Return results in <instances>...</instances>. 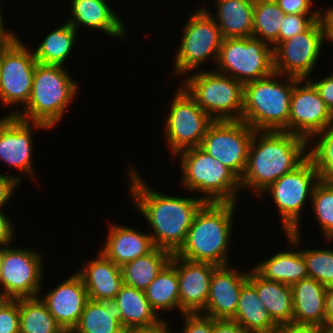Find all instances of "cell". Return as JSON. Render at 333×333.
Instances as JSON below:
<instances>
[{
  "mask_svg": "<svg viewBox=\"0 0 333 333\" xmlns=\"http://www.w3.org/2000/svg\"><path fill=\"white\" fill-rule=\"evenodd\" d=\"M43 296V297H41ZM39 295L48 311L66 333L78 324L86 301L87 290L82 278L74 273L46 294Z\"/></svg>",
  "mask_w": 333,
  "mask_h": 333,
  "instance_id": "cell-20",
  "label": "cell"
},
{
  "mask_svg": "<svg viewBox=\"0 0 333 333\" xmlns=\"http://www.w3.org/2000/svg\"><path fill=\"white\" fill-rule=\"evenodd\" d=\"M114 300L121 310V325L126 331L155 327L164 321L142 290L123 284Z\"/></svg>",
  "mask_w": 333,
  "mask_h": 333,
  "instance_id": "cell-28",
  "label": "cell"
},
{
  "mask_svg": "<svg viewBox=\"0 0 333 333\" xmlns=\"http://www.w3.org/2000/svg\"><path fill=\"white\" fill-rule=\"evenodd\" d=\"M326 322H333V285L326 291Z\"/></svg>",
  "mask_w": 333,
  "mask_h": 333,
  "instance_id": "cell-51",
  "label": "cell"
},
{
  "mask_svg": "<svg viewBox=\"0 0 333 333\" xmlns=\"http://www.w3.org/2000/svg\"><path fill=\"white\" fill-rule=\"evenodd\" d=\"M34 128L50 129L42 123L25 121L15 116L0 118V160L20 171V175H14L19 182L23 180L22 174L34 178L31 154Z\"/></svg>",
  "mask_w": 333,
  "mask_h": 333,
  "instance_id": "cell-17",
  "label": "cell"
},
{
  "mask_svg": "<svg viewBox=\"0 0 333 333\" xmlns=\"http://www.w3.org/2000/svg\"><path fill=\"white\" fill-rule=\"evenodd\" d=\"M319 19L323 26L324 39L333 43V6L320 11Z\"/></svg>",
  "mask_w": 333,
  "mask_h": 333,
  "instance_id": "cell-48",
  "label": "cell"
},
{
  "mask_svg": "<svg viewBox=\"0 0 333 333\" xmlns=\"http://www.w3.org/2000/svg\"><path fill=\"white\" fill-rule=\"evenodd\" d=\"M320 176L315 169L313 161L308 157L295 170L284 174L274 183L269 185L258 196L270 193L273 202L278 208L282 229L287 235L288 244L291 247H298L301 243L300 220L303 206L312 198L314 187L319 182Z\"/></svg>",
  "mask_w": 333,
  "mask_h": 333,
  "instance_id": "cell-7",
  "label": "cell"
},
{
  "mask_svg": "<svg viewBox=\"0 0 333 333\" xmlns=\"http://www.w3.org/2000/svg\"><path fill=\"white\" fill-rule=\"evenodd\" d=\"M216 63L214 71L244 85L274 72L273 48L254 37L224 38Z\"/></svg>",
  "mask_w": 333,
  "mask_h": 333,
  "instance_id": "cell-9",
  "label": "cell"
},
{
  "mask_svg": "<svg viewBox=\"0 0 333 333\" xmlns=\"http://www.w3.org/2000/svg\"><path fill=\"white\" fill-rule=\"evenodd\" d=\"M182 333H212V318L201 313H184Z\"/></svg>",
  "mask_w": 333,
  "mask_h": 333,
  "instance_id": "cell-41",
  "label": "cell"
},
{
  "mask_svg": "<svg viewBox=\"0 0 333 333\" xmlns=\"http://www.w3.org/2000/svg\"><path fill=\"white\" fill-rule=\"evenodd\" d=\"M144 293L156 313L173 309L180 312L179 282L176 267L169 262L146 287Z\"/></svg>",
  "mask_w": 333,
  "mask_h": 333,
  "instance_id": "cell-33",
  "label": "cell"
},
{
  "mask_svg": "<svg viewBox=\"0 0 333 333\" xmlns=\"http://www.w3.org/2000/svg\"><path fill=\"white\" fill-rule=\"evenodd\" d=\"M248 281L256 288L272 320L277 324L293 323V298L290 285L262 278L254 269Z\"/></svg>",
  "mask_w": 333,
  "mask_h": 333,
  "instance_id": "cell-27",
  "label": "cell"
},
{
  "mask_svg": "<svg viewBox=\"0 0 333 333\" xmlns=\"http://www.w3.org/2000/svg\"><path fill=\"white\" fill-rule=\"evenodd\" d=\"M229 266H218L214 270L207 303L201 314L213 319L228 320L235 316L239 295L248 282L249 271L234 270Z\"/></svg>",
  "mask_w": 333,
  "mask_h": 333,
  "instance_id": "cell-19",
  "label": "cell"
},
{
  "mask_svg": "<svg viewBox=\"0 0 333 333\" xmlns=\"http://www.w3.org/2000/svg\"><path fill=\"white\" fill-rule=\"evenodd\" d=\"M172 255L167 250L155 247L148 254L125 264L121 267L124 284L144 291L170 262Z\"/></svg>",
  "mask_w": 333,
  "mask_h": 333,
  "instance_id": "cell-31",
  "label": "cell"
},
{
  "mask_svg": "<svg viewBox=\"0 0 333 333\" xmlns=\"http://www.w3.org/2000/svg\"><path fill=\"white\" fill-rule=\"evenodd\" d=\"M21 182L17 181L14 178V175H1L0 174V211L8 204L7 202L12 197V194L15 192L18 187V184Z\"/></svg>",
  "mask_w": 333,
  "mask_h": 333,
  "instance_id": "cell-44",
  "label": "cell"
},
{
  "mask_svg": "<svg viewBox=\"0 0 333 333\" xmlns=\"http://www.w3.org/2000/svg\"><path fill=\"white\" fill-rule=\"evenodd\" d=\"M32 50L19 37L2 47L0 101L3 105L27 104L37 64Z\"/></svg>",
  "mask_w": 333,
  "mask_h": 333,
  "instance_id": "cell-15",
  "label": "cell"
},
{
  "mask_svg": "<svg viewBox=\"0 0 333 333\" xmlns=\"http://www.w3.org/2000/svg\"><path fill=\"white\" fill-rule=\"evenodd\" d=\"M309 80L314 84L321 99L333 114V71L331 75H328L325 78L322 77L320 80H315L312 76H310Z\"/></svg>",
  "mask_w": 333,
  "mask_h": 333,
  "instance_id": "cell-43",
  "label": "cell"
},
{
  "mask_svg": "<svg viewBox=\"0 0 333 333\" xmlns=\"http://www.w3.org/2000/svg\"><path fill=\"white\" fill-rule=\"evenodd\" d=\"M311 205L315 218L328 241H333V182L319 180L314 187Z\"/></svg>",
  "mask_w": 333,
  "mask_h": 333,
  "instance_id": "cell-36",
  "label": "cell"
},
{
  "mask_svg": "<svg viewBox=\"0 0 333 333\" xmlns=\"http://www.w3.org/2000/svg\"><path fill=\"white\" fill-rule=\"evenodd\" d=\"M308 278H312L328 287L333 285V249H301Z\"/></svg>",
  "mask_w": 333,
  "mask_h": 333,
  "instance_id": "cell-38",
  "label": "cell"
},
{
  "mask_svg": "<svg viewBox=\"0 0 333 333\" xmlns=\"http://www.w3.org/2000/svg\"><path fill=\"white\" fill-rule=\"evenodd\" d=\"M19 333H66L39 296L19 298Z\"/></svg>",
  "mask_w": 333,
  "mask_h": 333,
  "instance_id": "cell-34",
  "label": "cell"
},
{
  "mask_svg": "<svg viewBox=\"0 0 333 333\" xmlns=\"http://www.w3.org/2000/svg\"><path fill=\"white\" fill-rule=\"evenodd\" d=\"M280 77L286 78L287 83L283 79L279 81ZM297 80L273 72L265 78L244 84L241 121L255 131L288 132L290 100Z\"/></svg>",
  "mask_w": 333,
  "mask_h": 333,
  "instance_id": "cell-5",
  "label": "cell"
},
{
  "mask_svg": "<svg viewBox=\"0 0 333 333\" xmlns=\"http://www.w3.org/2000/svg\"><path fill=\"white\" fill-rule=\"evenodd\" d=\"M231 320L240 324L248 333H273L278 326L249 281L241 289L236 313Z\"/></svg>",
  "mask_w": 333,
  "mask_h": 333,
  "instance_id": "cell-30",
  "label": "cell"
},
{
  "mask_svg": "<svg viewBox=\"0 0 333 333\" xmlns=\"http://www.w3.org/2000/svg\"><path fill=\"white\" fill-rule=\"evenodd\" d=\"M318 138L314 145L311 141ZM308 157L313 161L320 179L333 182V127L315 134L309 140ZM314 146V147H313Z\"/></svg>",
  "mask_w": 333,
  "mask_h": 333,
  "instance_id": "cell-37",
  "label": "cell"
},
{
  "mask_svg": "<svg viewBox=\"0 0 333 333\" xmlns=\"http://www.w3.org/2000/svg\"><path fill=\"white\" fill-rule=\"evenodd\" d=\"M262 278L293 285L302 279L308 278V272L302 251H281L260 261L253 268Z\"/></svg>",
  "mask_w": 333,
  "mask_h": 333,
  "instance_id": "cell-29",
  "label": "cell"
},
{
  "mask_svg": "<svg viewBox=\"0 0 333 333\" xmlns=\"http://www.w3.org/2000/svg\"><path fill=\"white\" fill-rule=\"evenodd\" d=\"M285 15L275 0H255L252 37L266 42L274 50L279 45L280 26Z\"/></svg>",
  "mask_w": 333,
  "mask_h": 333,
  "instance_id": "cell-35",
  "label": "cell"
},
{
  "mask_svg": "<svg viewBox=\"0 0 333 333\" xmlns=\"http://www.w3.org/2000/svg\"><path fill=\"white\" fill-rule=\"evenodd\" d=\"M14 227V224L6 214L0 211V246L12 244L15 235Z\"/></svg>",
  "mask_w": 333,
  "mask_h": 333,
  "instance_id": "cell-45",
  "label": "cell"
},
{
  "mask_svg": "<svg viewBox=\"0 0 333 333\" xmlns=\"http://www.w3.org/2000/svg\"><path fill=\"white\" fill-rule=\"evenodd\" d=\"M107 240L100 252L119 267L151 252L155 246L148 233L134 227L111 225Z\"/></svg>",
  "mask_w": 333,
  "mask_h": 333,
  "instance_id": "cell-22",
  "label": "cell"
},
{
  "mask_svg": "<svg viewBox=\"0 0 333 333\" xmlns=\"http://www.w3.org/2000/svg\"><path fill=\"white\" fill-rule=\"evenodd\" d=\"M293 323L321 327L326 322L327 287L306 278L291 285Z\"/></svg>",
  "mask_w": 333,
  "mask_h": 333,
  "instance_id": "cell-23",
  "label": "cell"
},
{
  "mask_svg": "<svg viewBox=\"0 0 333 333\" xmlns=\"http://www.w3.org/2000/svg\"><path fill=\"white\" fill-rule=\"evenodd\" d=\"M254 131L241 120L214 121L199 147L241 179Z\"/></svg>",
  "mask_w": 333,
  "mask_h": 333,
  "instance_id": "cell-13",
  "label": "cell"
},
{
  "mask_svg": "<svg viewBox=\"0 0 333 333\" xmlns=\"http://www.w3.org/2000/svg\"><path fill=\"white\" fill-rule=\"evenodd\" d=\"M84 283L88 299H115L123 282L122 269L107 259L100 251L76 272Z\"/></svg>",
  "mask_w": 333,
  "mask_h": 333,
  "instance_id": "cell-24",
  "label": "cell"
},
{
  "mask_svg": "<svg viewBox=\"0 0 333 333\" xmlns=\"http://www.w3.org/2000/svg\"><path fill=\"white\" fill-rule=\"evenodd\" d=\"M216 17L202 6L217 22L223 38H246L253 35L255 0H215Z\"/></svg>",
  "mask_w": 333,
  "mask_h": 333,
  "instance_id": "cell-25",
  "label": "cell"
},
{
  "mask_svg": "<svg viewBox=\"0 0 333 333\" xmlns=\"http://www.w3.org/2000/svg\"><path fill=\"white\" fill-rule=\"evenodd\" d=\"M19 298L9 299L0 308V333H19Z\"/></svg>",
  "mask_w": 333,
  "mask_h": 333,
  "instance_id": "cell-40",
  "label": "cell"
},
{
  "mask_svg": "<svg viewBox=\"0 0 333 333\" xmlns=\"http://www.w3.org/2000/svg\"><path fill=\"white\" fill-rule=\"evenodd\" d=\"M178 87L164 129L172 158L185 149L200 146L208 127L214 122L181 85Z\"/></svg>",
  "mask_w": 333,
  "mask_h": 333,
  "instance_id": "cell-11",
  "label": "cell"
},
{
  "mask_svg": "<svg viewBox=\"0 0 333 333\" xmlns=\"http://www.w3.org/2000/svg\"><path fill=\"white\" fill-rule=\"evenodd\" d=\"M70 333H126L114 299H88L78 324Z\"/></svg>",
  "mask_w": 333,
  "mask_h": 333,
  "instance_id": "cell-26",
  "label": "cell"
},
{
  "mask_svg": "<svg viewBox=\"0 0 333 333\" xmlns=\"http://www.w3.org/2000/svg\"><path fill=\"white\" fill-rule=\"evenodd\" d=\"M285 14L320 15L321 9L310 10L313 0H275Z\"/></svg>",
  "mask_w": 333,
  "mask_h": 333,
  "instance_id": "cell-42",
  "label": "cell"
},
{
  "mask_svg": "<svg viewBox=\"0 0 333 333\" xmlns=\"http://www.w3.org/2000/svg\"><path fill=\"white\" fill-rule=\"evenodd\" d=\"M273 333H320V327L294 323L279 324Z\"/></svg>",
  "mask_w": 333,
  "mask_h": 333,
  "instance_id": "cell-47",
  "label": "cell"
},
{
  "mask_svg": "<svg viewBox=\"0 0 333 333\" xmlns=\"http://www.w3.org/2000/svg\"><path fill=\"white\" fill-rule=\"evenodd\" d=\"M130 197L134 207L152 227L153 244L175 254L183 245L194 216L205 203L202 196L177 197L166 195L144 182L135 168L129 166Z\"/></svg>",
  "mask_w": 333,
  "mask_h": 333,
  "instance_id": "cell-1",
  "label": "cell"
},
{
  "mask_svg": "<svg viewBox=\"0 0 333 333\" xmlns=\"http://www.w3.org/2000/svg\"><path fill=\"white\" fill-rule=\"evenodd\" d=\"M41 255L34 249L4 246L0 263V290L9 299L41 294L44 280Z\"/></svg>",
  "mask_w": 333,
  "mask_h": 333,
  "instance_id": "cell-12",
  "label": "cell"
},
{
  "mask_svg": "<svg viewBox=\"0 0 333 333\" xmlns=\"http://www.w3.org/2000/svg\"><path fill=\"white\" fill-rule=\"evenodd\" d=\"M2 48H0V75H1Z\"/></svg>",
  "mask_w": 333,
  "mask_h": 333,
  "instance_id": "cell-54",
  "label": "cell"
},
{
  "mask_svg": "<svg viewBox=\"0 0 333 333\" xmlns=\"http://www.w3.org/2000/svg\"><path fill=\"white\" fill-rule=\"evenodd\" d=\"M170 262L177 269L180 315L200 313L206 306L212 274L218 266L190 261L175 254Z\"/></svg>",
  "mask_w": 333,
  "mask_h": 333,
  "instance_id": "cell-18",
  "label": "cell"
},
{
  "mask_svg": "<svg viewBox=\"0 0 333 333\" xmlns=\"http://www.w3.org/2000/svg\"><path fill=\"white\" fill-rule=\"evenodd\" d=\"M126 333H172L171 328H169V324L167 321H162L155 327L151 328H143V329H135L126 331ZM175 333V332H174Z\"/></svg>",
  "mask_w": 333,
  "mask_h": 333,
  "instance_id": "cell-50",
  "label": "cell"
},
{
  "mask_svg": "<svg viewBox=\"0 0 333 333\" xmlns=\"http://www.w3.org/2000/svg\"><path fill=\"white\" fill-rule=\"evenodd\" d=\"M320 333H333V322H325L320 327Z\"/></svg>",
  "mask_w": 333,
  "mask_h": 333,
  "instance_id": "cell-52",
  "label": "cell"
},
{
  "mask_svg": "<svg viewBox=\"0 0 333 333\" xmlns=\"http://www.w3.org/2000/svg\"><path fill=\"white\" fill-rule=\"evenodd\" d=\"M176 157L180 158V182L185 189L204 194L202 199L207 203L237 202L236 196L242 190L240 179L217 159L199 146L185 149L173 159Z\"/></svg>",
  "mask_w": 333,
  "mask_h": 333,
  "instance_id": "cell-6",
  "label": "cell"
},
{
  "mask_svg": "<svg viewBox=\"0 0 333 333\" xmlns=\"http://www.w3.org/2000/svg\"><path fill=\"white\" fill-rule=\"evenodd\" d=\"M2 13L3 12L0 9V48L12 44L18 38V35L5 28V21Z\"/></svg>",
  "mask_w": 333,
  "mask_h": 333,
  "instance_id": "cell-49",
  "label": "cell"
},
{
  "mask_svg": "<svg viewBox=\"0 0 333 333\" xmlns=\"http://www.w3.org/2000/svg\"><path fill=\"white\" fill-rule=\"evenodd\" d=\"M317 20L319 15H300V14H286L280 26L279 44L298 33L304 32L309 29Z\"/></svg>",
  "mask_w": 333,
  "mask_h": 333,
  "instance_id": "cell-39",
  "label": "cell"
},
{
  "mask_svg": "<svg viewBox=\"0 0 333 333\" xmlns=\"http://www.w3.org/2000/svg\"><path fill=\"white\" fill-rule=\"evenodd\" d=\"M3 248H4V246H0V263H1V257H2Z\"/></svg>",
  "mask_w": 333,
  "mask_h": 333,
  "instance_id": "cell-55",
  "label": "cell"
},
{
  "mask_svg": "<svg viewBox=\"0 0 333 333\" xmlns=\"http://www.w3.org/2000/svg\"><path fill=\"white\" fill-rule=\"evenodd\" d=\"M64 66L37 63L27 104L21 110H11L15 116L29 122H39L49 128L62 120L68 105L77 94L78 84Z\"/></svg>",
  "mask_w": 333,
  "mask_h": 333,
  "instance_id": "cell-4",
  "label": "cell"
},
{
  "mask_svg": "<svg viewBox=\"0 0 333 333\" xmlns=\"http://www.w3.org/2000/svg\"><path fill=\"white\" fill-rule=\"evenodd\" d=\"M236 203L205 202L194 216L176 256L216 266L229 265V246Z\"/></svg>",
  "mask_w": 333,
  "mask_h": 333,
  "instance_id": "cell-3",
  "label": "cell"
},
{
  "mask_svg": "<svg viewBox=\"0 0 333 333\" xmlns=\"http://www.w3.org/2000/svg\"><path fill=\"white\" fill-rule=\"evenodd\" d=\"M324 39L317 20L304 32L282 41L274 50V72L297 79H309L321 55Z\"/></svg>",
  "mask_w": 333,
  "mask_h": 333,
  "instance_id": "cell-14",
  "label": "cell"
},
{
  "mask_svg": "<svg viewBox=\"0 0 333 333\" xmlns=\"http://www.w3.org/2000/svg\"><path fill=\"white\" fill-rule=\"evenodd\" d=\"M333 127V114L309 79H298L290 100L288 132L308 141L317 133Z\"/></svg>",
  "mask_w": 333,
  "mask_h": 333,
  "instance_id": "cell-16",
  "label": "cell"
},
{
  "mask_svg": "<svg viewBox=\"0 0 333 333\" xmlns=\"http://www.w3.org/2000/svg\"><path fill=\"white\" fill-rule=\"evenodd\" d=\"M182 87L214 121H239L243 109V84L216 71L187 74Z\"/></svg>",
  "mask_w": 333,
  "mask_h": 333,
  "instance_id": "cell-8",
  "label": "cell"
},
{
  "mask_svg": "<svg viewBox=\"0 0 333 333\" xmlns=\"http://www.w3.org/2000/svg\"><path fill=\"white\" fill-rule=\"evenodd\" d=\"M9 300V298L0 290V308Z\"/></svg>",
  "mask_w": 333,
  "mask_h": 333,
  "instance_id": "cell-53",
  "label": "cell"
},
{
  "mask_svg": "<svg viewBox=\"0 0 333 333\" xmlns=\"http://www.w3.org/2000/svg\"><path fill=\"white\" fill-rule=\"evenodd\" d=\"M200 7L192 12L184 25L181 44L175 56L173 75H187L193 70H199L202 62L208 59L216 65L224 38L217 22Z\"/></svg>",
  "mask_w": 333,
  "mask_h": 333,
  "instance_id": "cell-10",
  "label": "cell"
},
{
  "mask_svg": "<svg viewBox=\"0 0 333 333\" xmlns=\"http://www.w3.org/2000/svg\"><path fill=\"white\" fill-rule=\"evenodd\" d=\"M77 31L68 22L56 27L33 50L37 63L65 66L75 47Z\"/></svg>",
  "mask_w": 333,
  "mask_h": 333,
  "instance_id": "cell-32",
  "label": "cell"
},
{
  "mask_svg": "<svg viewBox=\"0 0 333 333\" xmlns=\"http://www.w3.org/2000/svg\"><path fill=\"white\" fill-rule=\"evenodd\" d=\"M262 132V133H261ZM309 141L285 131H254L241 188L257 196L308 158Z\"/></svg>",
  "mask_w": 333,
  "mask_h": 333,
  "instance_id": "cell-2",
  "label": "cell"
},
{
  "mask_svg": "<svg viewBox=\"0 0 333 333\" xmlns=\"http://www.w3.org/2000/svg\"><path fill=\"white\" fill-rule=\"evenodd\" d=\"M212 333H248L240 324L228 319L212 318Z\"/></svg>",
  "mask_w": 333,
  "mask_h": 333,
  "instance_id": "cell-46",
  "label": "cell"
},
{
  "mask_svg": "<svg viewBox=\"0 0 333 333\" xmlns=\"http://www.w3.org/2000/svg\"><path fill=\"white\" fill-rule=\"evenodd\" d=\"M70 2L71 18L67 22L76 30L84 26L102 30L112 37L126 39L127 28L106 0H70Z\"/></svg>",
  "mask_w": 333,
  "mask_h": 333,
  "instance_id": "cell-21",
  "label": "cell"
}]
</instances>
